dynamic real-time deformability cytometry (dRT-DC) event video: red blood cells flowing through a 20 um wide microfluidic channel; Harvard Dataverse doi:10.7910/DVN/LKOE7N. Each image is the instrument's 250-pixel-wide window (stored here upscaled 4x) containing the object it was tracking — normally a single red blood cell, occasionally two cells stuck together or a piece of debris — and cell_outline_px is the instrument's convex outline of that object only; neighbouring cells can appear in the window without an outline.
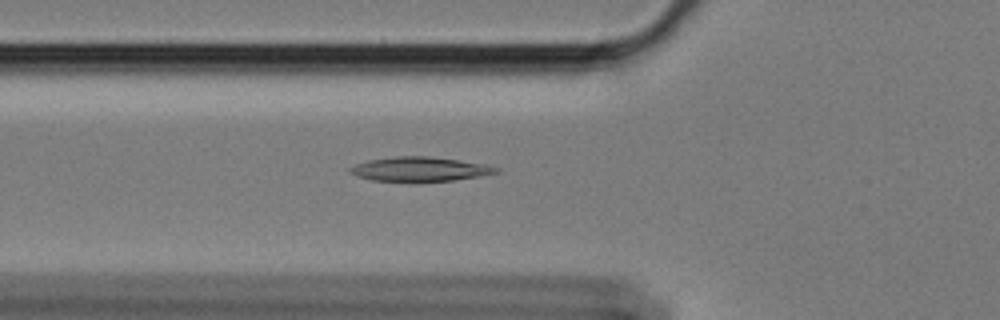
{"species": "Egyptian fruit bat (a non-hibernating species)", "species_latin": "Rousettus aegyptiacus", "temperature_condition": "cold", "stored_images_in_passage": 58, "camera_frame_rate_fps": 3000, "um_per_image_px": 0.085, "animal": {"sex": "female"}, "frame": {"image": 1, "passage_image": 20, "time_ms": 6.333, "image_size_px": [1000, 320], "cell_outline_px": [[500, 172], [452, 180], [420, 184], [416, 184], [372, 180], [356, 176], [348, 168], [356, 164], [368, 160], [396, 156], [428, 156], [484, 164], [500, 168]], "centroid_in_image_um": [35.64, 14.41], "position_along_channel_um": 90.2, "area_um2": 21.21}}
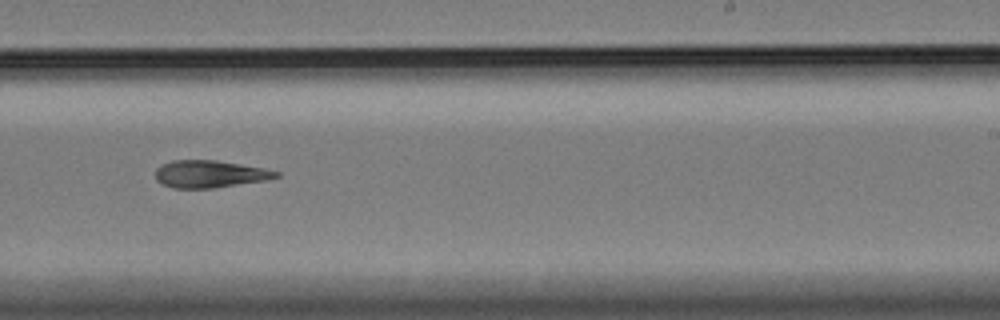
{"frame": {"image": 2, "passage_image": 36, "time_ms": 11.667, "image_size_px": [1000, 320], "cell_outline_px": [[280, 176], [264, 180], [212, 188], [172, 188], [156, 180], [156, 168], [172, 160], [216, 160], [264, 168], [280, 172]], "centroid_in_image_um": [17.82, 14.78], "position_along_channel_um": 271.2, "area_um2": 18.96}}
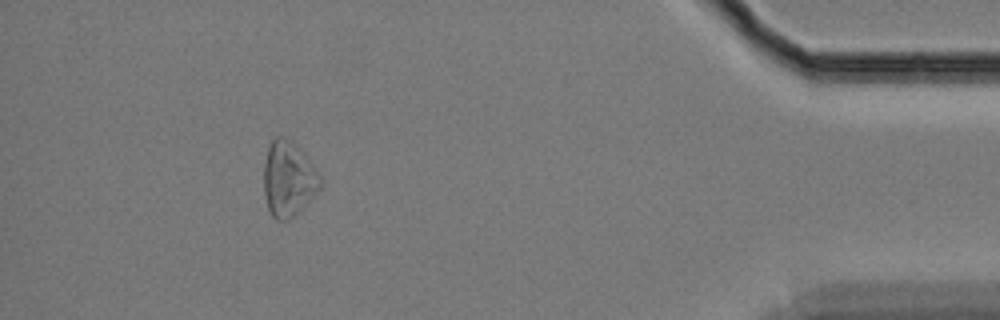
{"frame": {"image": 3, "passage_image": 53, "time_ms": 17.333, "image_size_px": [1000, 320], "cell_outline_px": [[324, 180], [320, 188], [296, 216], [288, 220], [276, 220], [272, 216], [268, 208], [264, 196], [264, 164], [268, 148], [272, 140], [276, 136], [284, 136], [316, 168]], "centroid_in_image_um": [24.51, 15.27], "position_along_channel_um": 410.7, "area_um2": 24.57}, "authors_computed_cell_mechanics": {"area_um2": 21.2126, "velocity_mm_per_s": 3.3938, "shape_relaxation_time_tau1_ms": 11.1869, "shape_relaxation_time_tau2_ms": null, "deformation_change_tau1": 0.1783, "deformation_change_tau2": null}}